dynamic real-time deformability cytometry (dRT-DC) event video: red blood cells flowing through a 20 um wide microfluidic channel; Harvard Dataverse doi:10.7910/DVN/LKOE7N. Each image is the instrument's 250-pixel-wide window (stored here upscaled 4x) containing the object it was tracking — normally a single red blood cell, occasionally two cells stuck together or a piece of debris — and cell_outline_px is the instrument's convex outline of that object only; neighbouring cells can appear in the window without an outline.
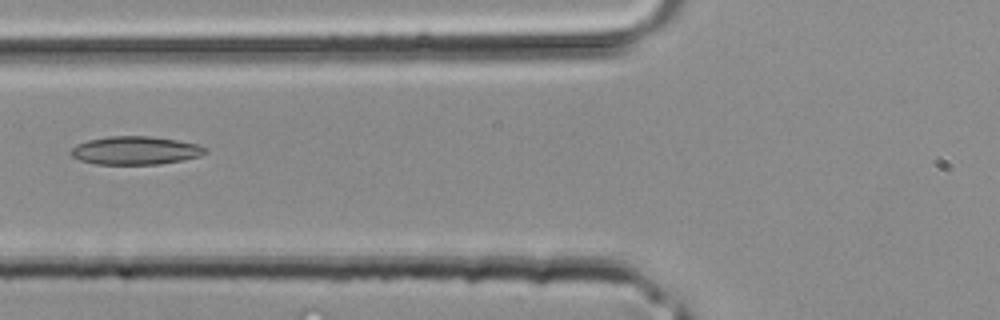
{"species": "common noctule bat (a hibernating species)", "species_latin": "Nyctalus noctula", "temperature_condition": "room temperature", "stored_images_in_passage": 3, "camera_frame_rate_fps": 3000, "um_per_image_px": 0.085, "animal": {"sex": "male", "body_mass_g": 20.4}, "frame": {"image": 1, "passage_image": 3, "time_ms": 0.667, "image_size_px": [1000, 320], "cell_outline_px": [[208, 152], [200, 156], [184, 160], [156, 164], [96, 164], [80, 160], [72, 156], [72, 148], [76, 144], [88, 140], [108, 136], [148, 136], [176, 140], [196, 144], [208, 148]], "centroid_in_image_um": [11.53, 12.79], "position_along_channel_um": 114.3, "area_um2": 22.02}}